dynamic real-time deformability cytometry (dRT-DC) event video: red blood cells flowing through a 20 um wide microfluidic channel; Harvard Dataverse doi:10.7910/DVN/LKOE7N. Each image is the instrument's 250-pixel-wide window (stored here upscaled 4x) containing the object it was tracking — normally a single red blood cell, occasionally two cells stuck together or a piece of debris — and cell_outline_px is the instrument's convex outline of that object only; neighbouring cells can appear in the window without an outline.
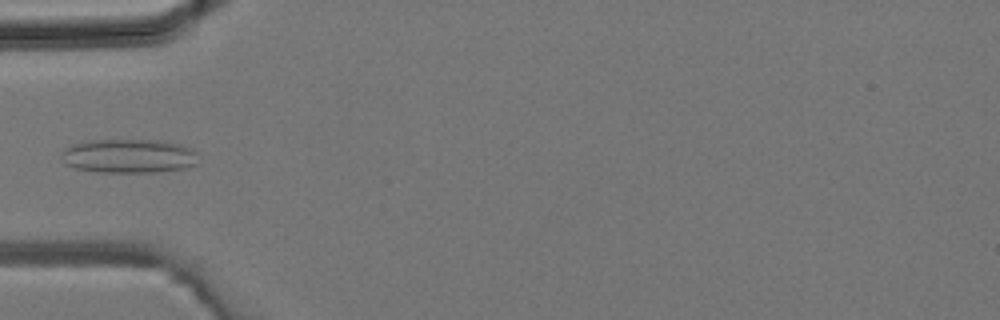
{"species": "common noctule bat (a hibernating species)", "species_latin": "Nyctalus noctula", "temperature_condition": "room temperature", "stored_images_in_passage": 2, "camera_frame_rate_fps": 3000, "um_per_image_px": 0.085, "animal": {"sex": "male", "body_mass_g": 19.2, "forearm_length_mm": 51.8}, "frame": {"image": 1, "passage_image": 2, "time_ms": 0.333, "image_size_px": [1000, 320], "cell_outline_px": [[196, 164], [184, 168], [152, 172], [100, 172], [76, 168], [68, 164], [60, 156], [64, 148], [80, 140], [160, 140], [180, 144], [192, 148], [196, 152]], "centroid_in_image_um": [10.92, 13.24], "position_along_channel_um": 74.1, "area_um2": 27.17}}